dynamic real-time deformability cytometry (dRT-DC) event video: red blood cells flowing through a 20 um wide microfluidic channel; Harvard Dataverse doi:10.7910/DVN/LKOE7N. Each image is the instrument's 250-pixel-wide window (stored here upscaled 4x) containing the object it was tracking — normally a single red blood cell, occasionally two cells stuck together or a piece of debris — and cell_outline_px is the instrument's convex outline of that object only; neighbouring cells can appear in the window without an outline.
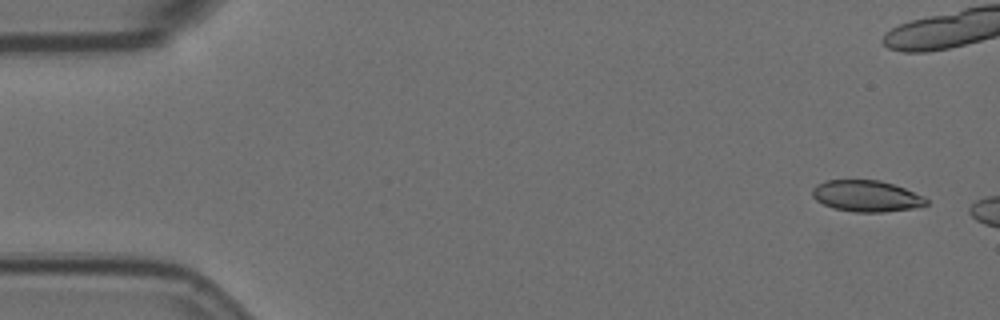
{"species": "Egyptian fruit bat (a non-hibernating species)", "species_latin": "Rousettus aegyptiacus", "temperature_condition": "room temperature", "stored_images_in_passage": 3, "camera_frame_rate_fps": 3000, "um_per_image_px": 0.085, "animal": {"sex": "female"}, "frame": {"image": 1, "passage_image": 1, "time_ms": 0.0, "image_size_px": [1000, 320], "cell_outline_px": [[928, 204], [912, 208], [884, 212], [856, 212], [832, 208], [816, 200], [812, 196], [812, 188], [816, 184], [824, 180], [880, 180], [904, 188], [924, 196], [928, 200]], "centroid_in_image_um": [73.62, 16.66], "position_along_channel_um": 11.4, "area_um2": 20.81}}